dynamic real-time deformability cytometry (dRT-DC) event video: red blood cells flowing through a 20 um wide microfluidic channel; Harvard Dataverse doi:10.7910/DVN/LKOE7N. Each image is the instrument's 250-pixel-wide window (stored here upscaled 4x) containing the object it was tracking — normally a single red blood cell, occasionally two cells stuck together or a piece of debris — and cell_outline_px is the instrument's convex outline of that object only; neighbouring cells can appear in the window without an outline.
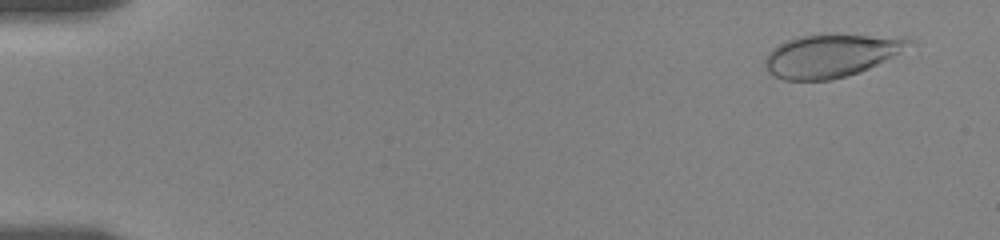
{"species": "human", "species_latin": "Homo sapiens", "temperature_condition": "room temperature", "stored_images_in_passage": 58, "camera_frame_rate_fps": 3000, "um_per_image_px": 0.085, "donor": {"sex": "female"}, "frame": {"image": 1, "passage_image": 4, "time_ms": 1.0, "image_size_px": [1000, 240], "cell_outline_px": [[916, 40], [900, 52], [860, 72], [832, 80], [784, 80], [768, 72], [764, 68], [764, 60], [768, 52], [772, 48], [788, 40], [804, 36], [824, 32], [832, 32], [904, 36]], "centroid_in_image_um": [70.66, 4.68], "position_along_channel_um": 14.3, "area_um2": 36.88}}
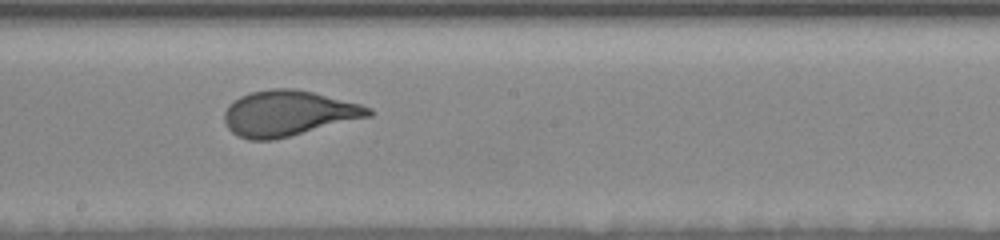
{"frame": {"image": 2, "passage_image": 34, "time_ms": 10.667, "image_size_px": [1000, 240], "cell_outline_px": [[372, 116], [272, 140], [248, 140], [236, 136], [228, 128], [224, 120], [224, 112], [228, 104], [240, 96], [252, 92], [272, 88], [292, 88], [312, 92], [360, 104], [372, 108]], "centroid_in_image_um": [24.47, 9.63], "position_along_channel_um": 223.7, "area_um2": 38.09}}
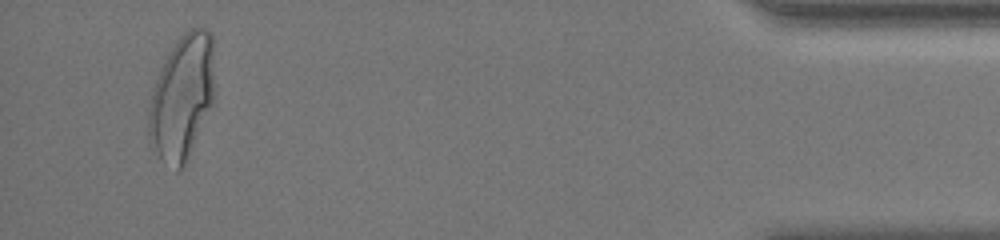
{"frame": {"image": 3, "passage_image": 56, "time_ms": 18.0, "image_size_px": [1000, 240], "cell_outline_px": [[216, 100], [188, 160], [176, 172], [160, 160], [148, 136], [148, 108], [152, 92], [156, 80], [168, 52], [176, 40], [188, 28], [208, 28], [212, 32], [216, 88]], "centroid_in_image_um": [15.53, 8.26], "position_along_channel_um": 419.7, "area_um2": 49.36}, "authors_computed_cell_mechanics": {"area_um2": 37.3966, "velocity_mm_per_s": 3.5353, "shape_relaxation_time_tau1_ms": 4.487, "shape_relaxation_time_tau2_ms": null, "deformation_change_tau1": 0.1788, "deformation_change_tau2": null}}